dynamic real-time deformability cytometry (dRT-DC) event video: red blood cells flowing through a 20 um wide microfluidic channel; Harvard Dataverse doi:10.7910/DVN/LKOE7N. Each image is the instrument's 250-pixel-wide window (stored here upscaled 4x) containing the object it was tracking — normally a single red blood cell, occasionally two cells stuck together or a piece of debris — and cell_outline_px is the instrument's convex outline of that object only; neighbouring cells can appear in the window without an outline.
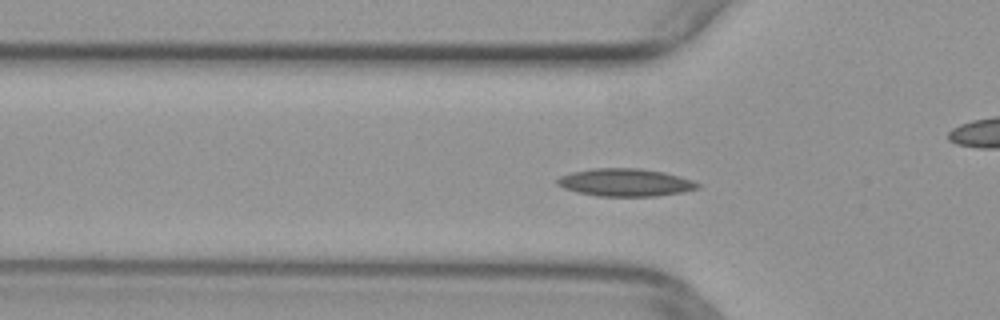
{"species": "common noctule bat (a hibernating species)", "species_latin": "Nyctalus noctula", "temperature_condition": "warm", "stored_images_in_passage": 43, "camera_frame_rate_fps": 3000, "um_per_image_px": 0.085, "animal": {"sex": "female", "body_mass_g": 29.2, "forearm_length_mm": 56.3}, "frame": {"image": 1, "passage_image": 8, "time_ms": 2.333, "image_size_px": [1000, 320], "cell_outline_px": [[700, 188], [684, 192], [656, 196], [596, 196], [576, 192], [564, 188], [556, 184], [556, 180], [560, 176], [572, 172], [592, 168], [640, 168], [664, 172], [680, 176], [692, 180], [700, 184]], "centroid_in_image_um": [53.16, 15.51], "position_along_channel_um": 72.6, "area_um2": 22.83}}
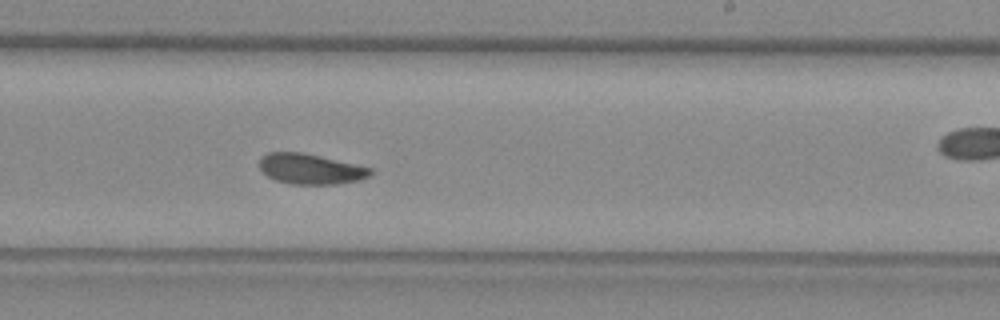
{"frame": {"image": 2, "passage_image": 22, "time_ms": 7.0, "image_size_px": [1000, 320], "cell_outline_px": [[372, 172], [368, 176], [360, 180], [336, 184], [292, 184], [276, 180], [268, 176], [260, 168], [260, 156], [268, 152], [304, 152], [372, 168]], "centroid_in_image_um": [26.38, 14.35], "position_along_channel_um": 262.6, "area_um2": 19.59}}
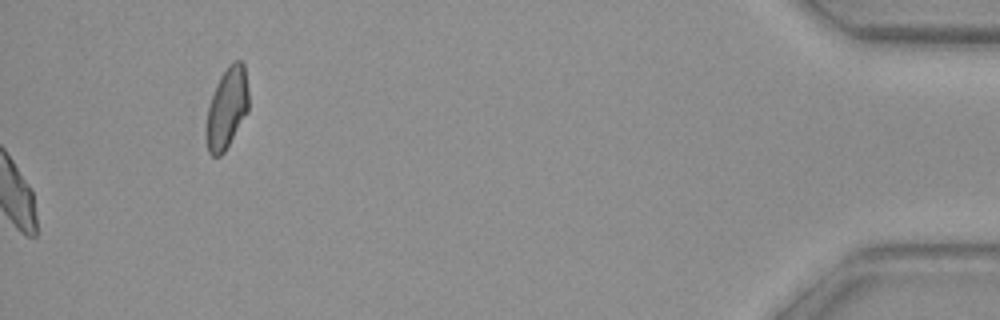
{"frame": {"image": 3, "passage_image": 43, "time_ms": 14.0, "image_size_px": [1000, 320], "cell_outline_px": [[248, 112], [224, 152], [220, 156], [212, 156], [208, 152], [204, 136], [208, 108], [216, 84], [220, 76], [228, 64], [232, 60], [240, 60], [244, 64], [248, 88]], "centroid_in_image_um": [19.27, 9.19], "position_along_channel_um": 415.9, "area_um2": 20.29}}